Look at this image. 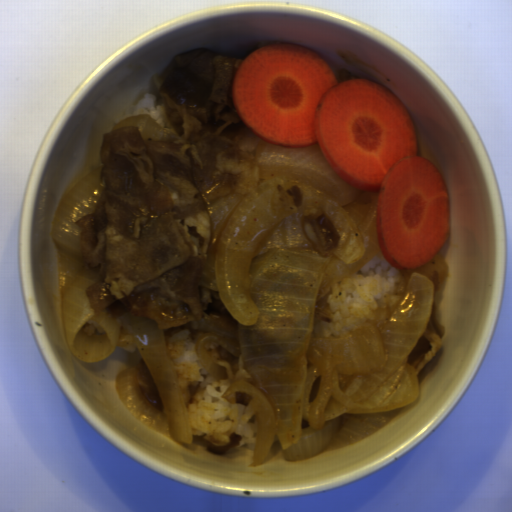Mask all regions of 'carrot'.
Returning <instances> with one entry per match:
<instances>
[{
  "instance_id": "b8716197",
  "label": "carrot",
  "mask_w": 512,
  "mask_h": 512,
  "mask_svg": "<svg viewBox=\"0 0 512 512\" xmlns=\"http://www.w3.org/2000/svg\"><path fill=\"white\" fill-rule=\"evenodd\" d=\"M232 104L263 142L317 143L355 190L378 193L376 235L384 261L402 269L431 261L450 233L448 186L418 156L414 123L398 97L363 78L338 83L305 46L273 44L248 54L233 79Z\"/></svg>"
}]
</instances>
